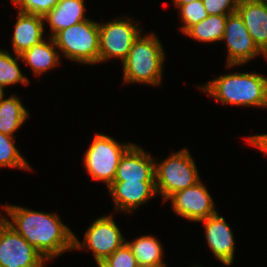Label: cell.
Wrapping results in <instances>:
<instances>
[{
	"instance_id": "6da1fadb",
	"label": "cell",
	"mask_w": 267,
	"mask_h": 267,
	"mask_svg": "<svg viewBox=\"0 0 267 267\" xmlns=\"http://www.w3.org/2000/svg\"><path fill=\"white\" fill-rule=\"evenodd\" d=\"M13 229L48 261L73 250L74 234L60 217L53 213L34 211L14 205H2Z\"/></svg>"
},
{
	"instance_id": "7a4b0ae2",
	"label": "cell",
	"mask_w": 267,
	"mask_h": 267,
	"mask_svg": "<svg viewBox=\"0 0 267 267\" xmlns=\"http://www.w3.org/2000/svg\"><path fill=\"white\" fill-rule=\"evenodd\" d=\"M200 89L226 105L267 107V78L256 72L221 75Z\"/></svg>"
},
{
	"instance_id": "3957f363",
	"label": "cell",
	"mask_w": 267,
	"mask_h": 267,
	"mask_svg": "<svg viewBox=\"0 0 267 267\" xmlns=\"http://www.w3.org/2000/svg\"><path fill=\"white\" fill-rule=\"evenodd\" d=\"M165 52L156 34L134 41L129 54L122 62L123 82L157 86L161 83Z\"/></svg>"
},
{
	"instance_id": "277c9868",
	"label": "cell",
	"mask_w": 267,
	"mask_h": 267,
	"mask_svg": "<svg viewBox=\"0 0 267 267\" xmlns=\"http://www.w3.org/2000/svg\"><path fill=\"white\" fill-rule=\"evenodd\" d=\"M53 40L66 58L83 64L99 63V25L87 19L59 31Z\"/></svg>"
},
{
	"instance_id": "5b68a950",
	"label": "cell",
	"mask_w": 267,
	"mask_h": 267,
	"mask_svg": "<svg viewBox=\"0 0 267 267\" xmlns=\"http://www.w3.org/2000/svg\"><path fill=\"white\" fill-rule=\"evenodd\" d=\"M154 174L156 193L162 194L163 202L173 193L201 180L196 164L186 148L173 152L159 164L155 161Z\"/></svg>"
},
{
	"instance_id": "8992f818",
	"label": "cell",
	"mask_w": 267,
	"mask_h": 267,
	"mask_svg": "<svg viewBox=\"0 0 267 267\" xmlns=\"http://www.w3.org/2000/svg\"><path fill=\"white\" fill-rule=\"evenodd\" d=\"M132 144L96 134L83 158L86 172L93 180L105 182L108 187L114 181L120 158Z\"/></svg>"
},
{
	"instance_id": "52a82bcc",
	"label": "cell",
	"mask_w": 267,
	"mask_h": 267,
	"mask_svg": "<svg viewBox=\"0 0 267 267\" xmlns=\"http://www.w3.org/2000/svg\"><path fill=\"white\" fill-rule=\"evenodd\" d=\"M99 25V63L112 58L123 62L139 37L140 28L133 19L122 17Z\"/></svg>"
},
{
	"instance_id": "ba28073f",
	"label": "cell",
	"mask_w": 267,
	"mask_h": 267,
	"mask_svg": "<svg viewBox=\"0 0 267 267\" xmlns=\"http://www.w3.org/2000/svg\"><path fill=\"white\" fill-rule=\"evenodd\" d=\"M125 238L112 215L97 218L87 229L81 243L74 235L73 249L87 248L94 254L97 265L125 243Z\"/></svg>"
},
{
	"instance_id": "9c48e42d",
	"label": "cell",
	"mask_w": 267,
	"mask_h": 267,
	"mask_svg": "<svg viewBox=\"0 0 267 267\" xmlns=\"http://www.w3.org/2000/svg\"><path fill=\"white\" fill-rule=\"evenodd\" d=\"M47 260L0 216V265L43 267Z\"/></svg>"
},
{
	"instance_id": "30bf717a",
	"label": "cell",
	"mask_w": 267,
	"mask_h": 267,
	"mask_svg": "<svg viewBox=\"0 0 267 267\" xmlns=\"http://www.w3.org/2000/svg\"><path fill=\"white\" fill-rule=\"evenodd\" d=\"M222 40L226 41L228 48L227 68L246 64L260 54L267 59L253 42L242 17L237 11L227 15Z\"/></svg>"
},
{
	"instance_id": "8fae6325",
	"label": "cell",
	"mask_w": 267,
	"mask_h": 267,
	"mask_svg": "<svg viewBox=\"0 0 267 267\" xmlns=\"http://www.w3.org/2000/svg\"><path fill=\"white\" fill-rule=\"evenodd\" d=\"M172 210L185 219L199 222L217 213L213 198L200 180L195 185L170 195Z\"/></svg>"
},
{
	"instance_id": "7c38bea8",
	"label": "cell",
	"mask_w": 267,
	"mask_h": 267,
	"mask_svg": "<svg viewBox=\"0 0 267 267\" xmlns=\"http://www.w3.org/2000/svg\"><path fill=\"white\" fill-rule=\"evenodd\" d=\"M199 222L204 223L206 241L214 257L225 266H231L234 261L235 240L224 217L219 216L217 212Z\"/></svg>"
},
{
	"instance_id": "4fadbf2b",
	"label": "cell",
	"mask_w": 267,
	"mask_h": 267,
	"mask_svg": "<svg viewBox=\"0 0 267 267\" xmlns=\"http://www.w3.org/2000/svg\"><path fill=\"white\" fill-rule=\"evenodd\" d=\"M155 160L133 143L120 158L114 181H155Z\"/></svg>"
},
{
	"instance_id": "5bb4252c",
	"label": "cell",
	"mask_w": 267,
	"mask_h": 267,
	"mask_svg": "<svg viewBox=\"0 0 267 267\" xmlns=\"http://www.w3.org/2000/svg\"><path fill=\"white\" fill-rule=\"evenodd\" d=\"M108 188L116 211L129 213L157 195L155 181H113Z\"/></svg>"
},
{
	"instance_id": "9a60e30c",
	"label": "cell",
	"mask_w": 267,
	"mask_h": 267,
	"mask_svg": "<svg viewBox=\"0 0 267 267\" xmlns=\"http://www.w3.org/2000/svg\"><path fill=\"white\" fill-rule=\"evenodd\" d=\"M237 12L253 42L267 57V0H239Z\"/></svg>"
},
{
	"instance_id": "2e32d148",
	"label": "cell",
	"mask_w": 267,
	"mask_h": 267,
	"mask_svg": "<svg viewBox=\"0 0 267 267\" xmlns=\"http://www.w3.org/2000/svg\"><path fill=\"white\" fill-rule=\"evenodd\" d=\"M43 17L18 11L12 36L15 56L22 54L44 40Z\"/></svg>"
},
{
	"instance_id": "e0dca14e",
	"label": "cell",
	"mask_w": 267,
	"mask_h": 267,
	"mask_svg": "<svg viewBox=\"0 0 267 267\" xmlns=\"http://www.w3.org/2000/svg\"><path fill=\"white\" fill-rule=\"evenodd\" d=\"M85 4L83 0H59L58 4L44 17V22L50 26L54 37L59 31L79 24L88 18L85 17Z\"/></svg>"
},
{
	"instance_id": "ac0fdd59",
	"label": "cell",
	"mask_w": 267,
	"mask_h": 267,
	"mask_svg": "<svg viewBox=\"0 0 267 267\" xmlns=\"http://www.w3.org/2000/svg\"><path fill=\"white\" fill-rule=\"evenodd\" d=\"M49 40L50 42L43 40L20 54L21 59L30 66L36 75H41L60 64L59 50H57L53 38L50 37Z\"/></svg>"
},
{
	"instance_id": "d6986e66",
	"label": "cell",
	"mask_w": 267,
	"mask_h": 267,
	"mask_svg": "<svg viewBox=\"0 0 267 267\" xmlns=\"http://www.w3.org/2000/svg\"><path fill=\"white\" fill-rule=\"evenodd\" d=\"M28 116V110L17 95L8 98L3 96L0 101V132L14 136L13 134L25 123Z\"/></svg>"
},
{
	"instance_id": "ffe728a7",
	"label": "cell",
	"mask_w": 267,
	"mask_h": 267,
	"mask_svg": "<svg viewBox=\"0 0 267 267\" xmlns=\"http://www.w3.org/2000/svg\"><path fill=\"white\" fill-rule=\"evenodd\" d=\"M227 15H208L205 19L191 26L184 34L201 42L222 41Z\"/></svg>"
},
{
	"instance_id": "44dd1931",
	"label": "cell",
	"mask_w": 267,
	"mask_h": 267,
	"mask_svg": "<svg viewBox=\"0 0 267 267\" xmlns=\"http://www.w3.org/2000/svg\"><path fill=\"white\" fill-rule=\"evenodd\" d=\"M137 263L166 264L163 262V247L155 236L147 235L134 239L132 242L125 240Z\"/></svg>"
},
{
	"instance_id": "7402d4cb",
	"label": "cell",
	"mask_w": 267,
	"mask_h": 267,
	"mask_svg": "<svg viewBox=\"0 0 267 267\" xmlns=\"http://www.w3.org/2000/svg\"><path fill=\"white\" fill-rule=\"evenodd\" d=\"M20 60H22L20 55L13 57L10 52L0 49V86L2 88L17 83L29 84L28 78L20 71L18 64Z\"/></svg>"
},
{
	"instance_id": "603a6c76",
	"label": "cell",
	"mask_w": 267,
	"mask_h": 267,
	"mask_svg": "<svg viewBox=\"0 0 267 267\" xmlns=\"http://www.w3.org/2000/svg\"><path fill=\"white\" fill-rule=\"evenodd\" d=\"M14 137L0 132V167L29 170L30 165L16 148Z\"/></svg>"
},
{
	"instance_id": "cb8c5ba5",
	"label": "cell",
	"mask_w": 267,
	"mask_h": 267,
	"mask_svg": "<svg viewBox=\"0 0 267 267\" xmlns=\"http://www.w3.org/2000/svg\"><path fill=\"white\" fill-rule=\"evenodd\" d=\"M177 7L180 11L181 21L184 23L181 27V32L183 33L208 16L202 0L191 1L189 4Z\"/></svg>"
},
{
	"instance_id": "d4e9b609",
	"label": "cell",
	"mask_w": 267,
	"mask_h": 267,
	"mask_svg": "<svg viewBox=\"0 0 267 267\" xmlns=\"http://www.w3.org/2000/svg\"><path fill=\"white\" fill-rule=\"evenodd\" d=\"M58 2L59 0H12V3L18 7V11L41 17L51 11Z\"/></svg>"
},
{
	"instance_id": "484cf974",
	"label": "cell",
	"mask_w": 267,
	"mask_h": 267,
	"mask_svg": "<svg viewBox=\"0 0 267 267\" xmlns=\"http://www.w3.org/2000/svg\"><path fill=\"white\" fill-rule=\"evenodd\" d=\"M137 264L135 256L129 246L124 243L116 249L109 257L101 262L99 267H134Z\"/></svg>"
},
{
	"instance_id": "4316f807",
	"label": "cell",
	"mask_w": 267,
	"mask_h": 267,
	"mask_svg": "<svg viewBox=\"0 0 267 267\" xmlns=\"http://www.w3.org/2000/svg\"><path fill=\"white\" fill-rule=\"evenodd\" d=\"M239 0H202L208 15H229L237 11Z\"/></svg>"
},
{
	"instance_id": "83f0119b",
	"label": "cell",
	"mask_w": 267,
	"mask_h": 267,
	"mask_svg": "<svg viewBox=\"0 0 267 267\" xmlns=\"http://www.w3.org/2000/svg\"><path fill=\"white\" fill-rule=\"evenodd\" d=\"M247 143L257 147L261 153L266 152L267 155V134H257L250 137H246Z\"/></svg>"
},
{
	"instance_id": "f1b7e54d",
	"label": "cell",
	"mask_w": 267,
	"mask_h": 267,
	"mask_svg": "<svg viewBox=\"0 0 267 267\" xmlns=\"http://www.w3.org/2000/svg\"><path fill=\"white\" fill-rule=\"evenodd\" d=\"M166 264L137 263L134 267H166Z\"/></svg>"
},
{
	"instance_id": "f546056e",
	"label": "cell",
	"mask_w": 267,
	"mask_h": 267,
	"mask_svg": "<svg viewBox=\"0 0 267 267\" xmlns=\"http://www.w3.org/2000/svg\"><path fill=\"white\" fill-rule=\"evenodd\" d=\"M191 1H196V0H173L175 6H182L185 4H189Z\"/></svg>"
},
{
	"instance_id": "4dcf8cb0",
	"label": "cell",
	"mask_w": 267,
	"mask_h": 267,
	"mask_svg": "<svg viewBox=\"0 0 267 267\" xmlns=\"http://www.w3.org/2000/svg\"><path fill=\"white\" fill-rule=\"evenodd\" d=\"M4 88H2L1 86H0V101H1V99H2V97L4 96Z\"/></svg>"
}]
</instances>
